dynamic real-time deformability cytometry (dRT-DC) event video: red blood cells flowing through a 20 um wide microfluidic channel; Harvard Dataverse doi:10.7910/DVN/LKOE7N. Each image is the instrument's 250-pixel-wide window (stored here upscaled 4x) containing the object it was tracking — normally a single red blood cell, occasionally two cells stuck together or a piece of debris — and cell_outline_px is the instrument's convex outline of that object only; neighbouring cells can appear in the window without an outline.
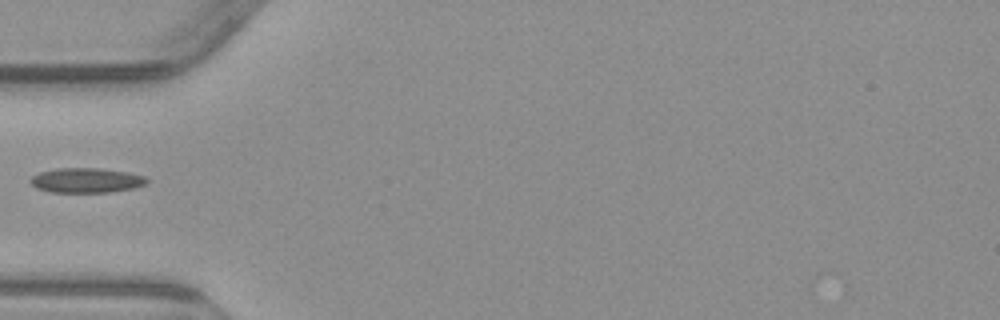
{"species": "common noctule bat (a hibernating species)", "species_latin": "Nyctalus noctula", "temperature_condition": "warm", "stored_images_in_passage": 3, "camera_frame_rate_fps": 3000, "um_per_image_px": 0.085, "animal": {"sex": "male", "body_mass_g": 23.1, "forearm_length_mm": 52.7}, "frame": {"image": 1, "passage_image": 2, "time_ms": 2.667, "image_size_px": [1000, 320], "cell_outline_px": [[148, 184], [136, 188], [112, 192], [48, 192], [36, 188], [28, 180], [32, 176], [40, 172], [56, 168], [100, 168], [128, 172], [144, 176], [148, 180]], "centroid_in_image_um": [7.35, 15.33], "position_along_channel_um": 77.6, "area_um2": 17.05}}
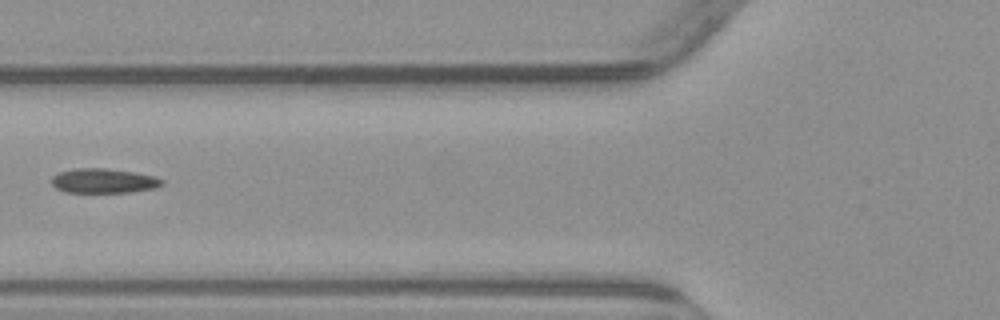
{"frame": {"image": 2, "passage_image": 3, "time_ms": 3.667, "image_size_px": [1000, 320], "cell_outline_px": [[164, 184], [156, 188], [128, 192], [64, 192], [56, 188], [52, 184], [52, 176], [60, 172], [76, 168], [104, 168], [132, 172], [156, 176], [164, 180]], "centroid_in_image_um": [8.83, 15.37], "position_along_channel_um": 117.0, "area_um2": 15.78}}